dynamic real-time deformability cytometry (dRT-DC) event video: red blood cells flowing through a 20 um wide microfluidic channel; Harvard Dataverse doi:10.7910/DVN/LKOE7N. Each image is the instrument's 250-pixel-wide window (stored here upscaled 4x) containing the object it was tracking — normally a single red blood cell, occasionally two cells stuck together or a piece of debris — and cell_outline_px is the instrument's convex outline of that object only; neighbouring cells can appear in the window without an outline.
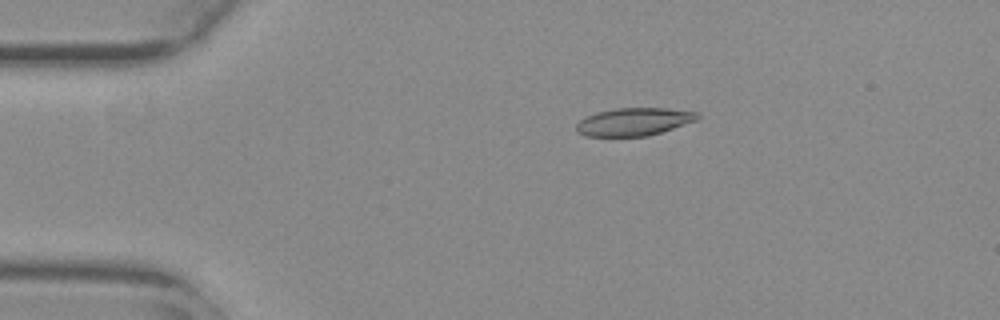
{"species": "common noctule bat (a hibernating species)", "species_latin": "Nyctalus noctula", "temperature_condition": "warm", "stored_images_in_passage": 51, "camera_frame_rate_fps": 3000, "um_per_image_px": 0.085, "animal": {"sex": "female", "body_mass_g": 29.2, "forearm_length_mm": 56.3}, "frame": {"image": 1, "passage_image": 7, "time_ms": 2.0, "image_size_px": [1000, 320], "cell_outline_px": [[700, 116], [696, 120], [648, 136], [584, 136], [576, 132], [576, 124], [580, 120], [596, 112], [616, 108], [664, 108], [700, 112]], "centroid_in_image_um": [53.86, 10.34], "position_along_channel_um": 31.1, "area_um2": 19.54}}
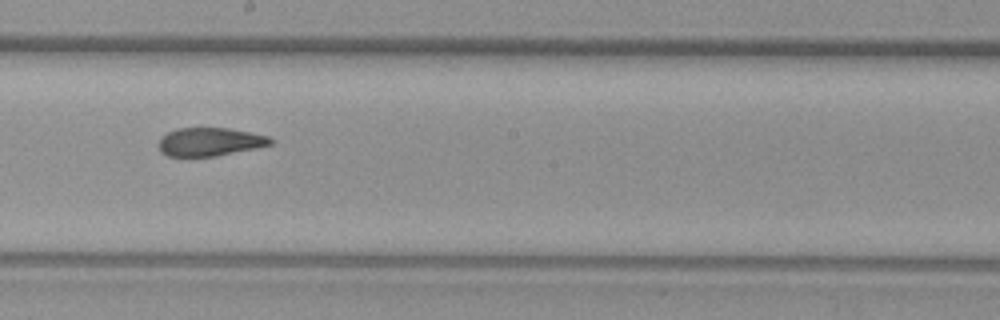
{"frame": {"image": 2, "passage_image": 27, "time_ms": 8.667, "image_size_px": [1000, 320], "cell_outline_px": [[276, 140], [272, 144], [256, 148], [216, 156], [168, 156], [160, 152], [156, 144], [160, 136], [176, 128], [228, 128], [268, 136]], "centroid_in_image_um": [17.79, 12.05], "position_along_channel_um": 230.4, "area_um2": 18.67}}
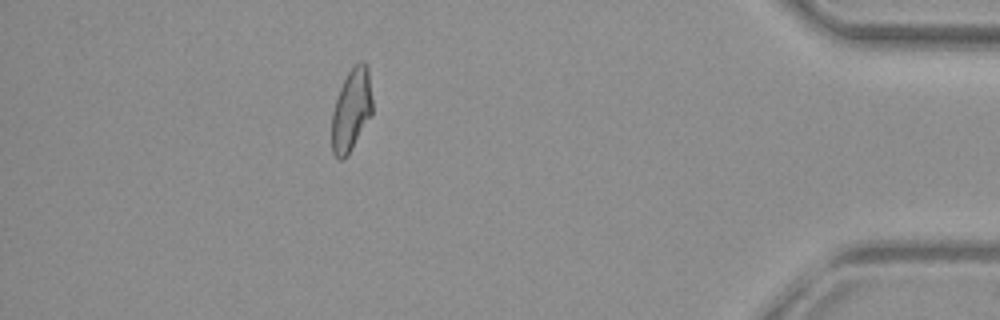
{"frame": {"image": 3, "passage_image": 45, "time_ms": 14.667, "image_size_px": [1000, 320], "cell_outline_px": [[372, 116], [348, 156], [344, 160], [336, 160], [332, 152], [332, 112], [340, 88], [348, 72], [360, 60], [364, 60], [368, 64], [372, 100]], "centroid_in_image_um": [29.88, 9.39], "position_along_channel_um": 405.3, "area_um2": 19.88}, "authors_computed_cell_mechanics": {"area_um2": 19.8832, "velocity_mm_per_s": 3.7654, "shape_relaxation_time_tau1_ms": 11.2261, "shape_relaxation_time_tau2_ms": 2.2529, "deformation_change_tau1": 0.2771, "deformation_change_tau2": 0.1041}}